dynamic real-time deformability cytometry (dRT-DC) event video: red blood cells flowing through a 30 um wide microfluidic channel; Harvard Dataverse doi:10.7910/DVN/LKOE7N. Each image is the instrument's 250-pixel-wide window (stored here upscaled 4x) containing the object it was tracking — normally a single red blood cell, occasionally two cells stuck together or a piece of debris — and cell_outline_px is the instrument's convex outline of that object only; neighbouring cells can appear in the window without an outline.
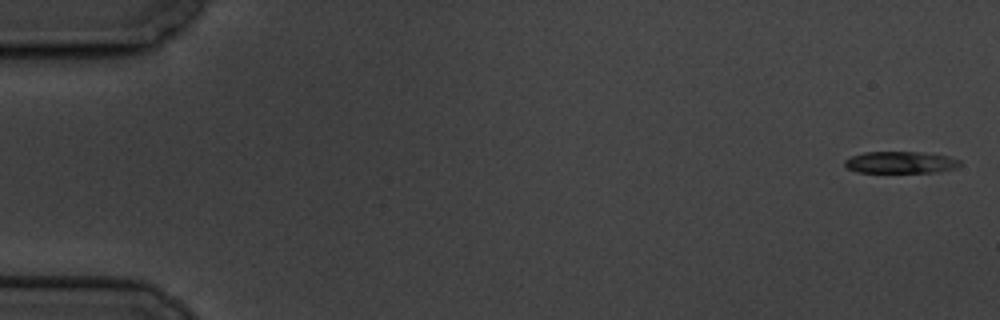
{"species": "common noctule bat (a hibernating species)", "species_latin": "Nyctalus noctula", "temperature_condition": "cold", "stored_images_in_passage": 8, "camera_frame_rate_fps": 3000, "um_per_image_px": 0.085, "animal": {"sex": "male", "body_mass_g": 19.5, "forearm_length_mm": 54.6}, "frame": {"image": 1, "passage_image": 1, "time_ms": 0.0, "image_size_px": [1000, 320], "cell_outline_px": [[960, 164], [956, 168], [940, 172], [856, 172], [848, 168], [844, 164], [844, 160], [852, 156], [864, 152], [924, 152], [948, 156], [960, 160]], "centroid_in_image_um": [76.56, 13.8], "position_along_channel_um": 8.4, "area_um2": 14.68}}
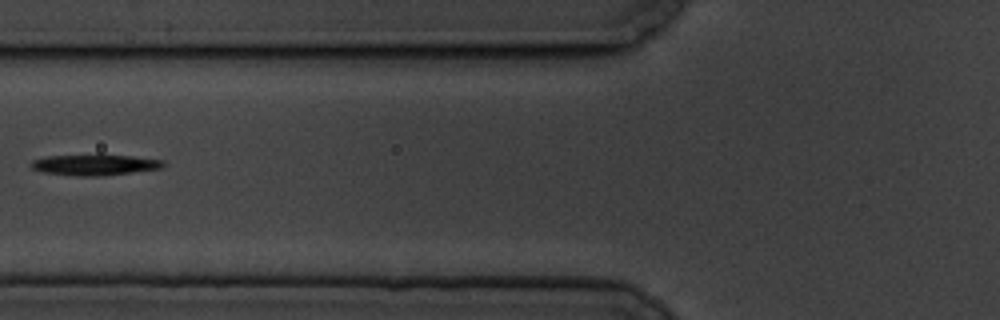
{"frame": {"image": 2, "passage_image": 7, "time_ms": 7.333, "image_size_px": [1000, 320], "cell_outline_px": [[164, 164], [160, 168], [132, 172], [100, 176], [72, 176], [40, 172], [32, 168], [28, 164], [32, 160], [44, 156], [96, 152], [100, 152], [164, 160]], "centroid_in_image_um": [7.95, 13.96], "position_along_channel_um": 117.9, "area_um2": 17.11}}
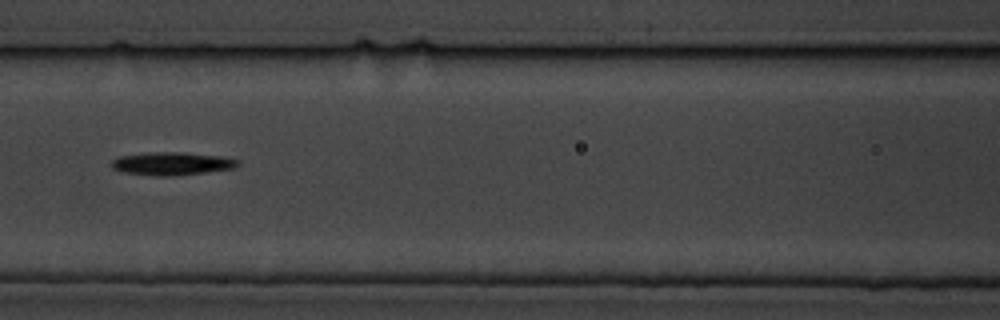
{"frame": {"image": 3, "passage_image": 8, "time_ms": 8.333, "image_size_px": [1000, 320], "cell_outline_px": [[240, 164], [236, 168], [176, 176], [156, 176], [124, 172], [112, 168], [112, 160], [120, 156], [148, 152], [184, 152], [224, 156], [240, 160]], "centroid_in_image_um": [14.68, 13.9], "position_along_channel_um": 151.9, "area_um2": 17.17}}